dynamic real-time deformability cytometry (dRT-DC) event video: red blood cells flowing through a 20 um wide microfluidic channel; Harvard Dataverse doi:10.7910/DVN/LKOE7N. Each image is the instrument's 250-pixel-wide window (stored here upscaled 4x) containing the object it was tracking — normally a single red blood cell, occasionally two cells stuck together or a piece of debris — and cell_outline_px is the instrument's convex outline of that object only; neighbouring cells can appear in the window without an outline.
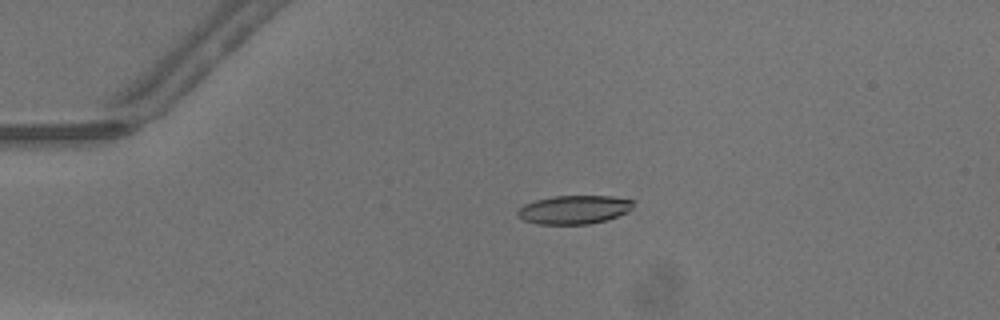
{"species": "common noctule bat (a hibernating species)", "species_latin": "Nyctalus noctula", "temperature_condition": "warm", "stored_images_in_passage": 48, "camera_frame_rate_fps": 3000, "um_per_image_px": 0.085, "animal": {"sex": "male", "body_mass_g": 13.3}, "frame": {"image": 1, "passage_image": 11, "time_ms": 3.333, "image_size_px": [1000, 320], "cell_outline_px": [[636, 200], [632, 208], [628, 212], [604, 220], [588, 224], [536, 224], [524, 220], [516, 212], [524, 204], [536, 200], [552, 196], [612, 196]], "centroid_in_image_um": [48.82, 17.81], "position_along_channel_um": 36.2, "area_um2": 19.25}}
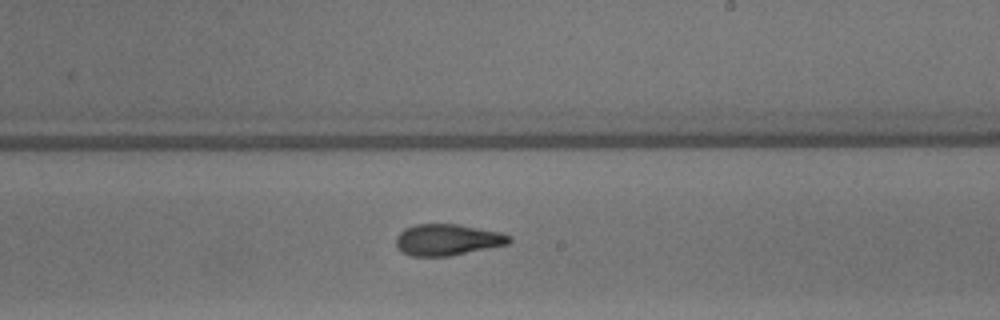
{"frame": {"image": 2, "passage_image": 29, "time_ms": 9.333, "image_size_px": [1000, 320], "cell_outline_px": [[512, 240], [508, 244], [448, 256], [412, 256], [404, 252], [396, 244], [396, 236], [404, 228], [416, 224], [460, 224], [500, 232], [512, 236]], "centroid_in_image_um": [38.05, 20.36], "position_along_channel_um": 250.9, "area_um2": 20.58}}
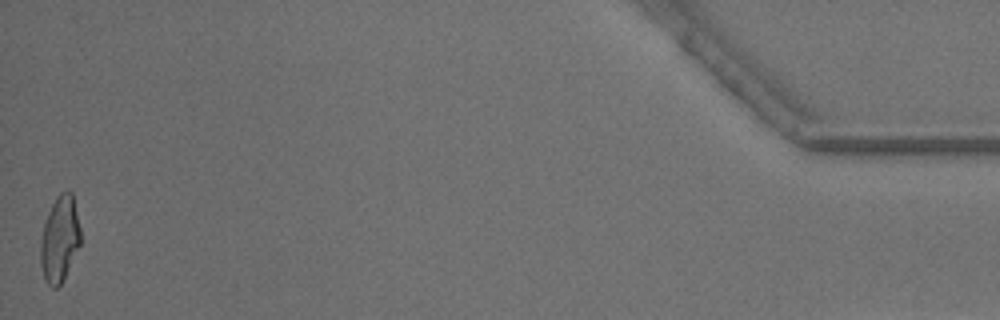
{"frame": {"image": 3, "passage_image": 48, "time_ms": 15.667, "image_size_px": [1000, 320], "cell_outline_px": [[80, 244], [60, 284], [56, 288], [52, 288], [44, 280], [40, 264], [40, 240], [44, 224], [48, 212], [56, 196], [60, 192], [68, 188], [72, 192], [80, 228]], "centroid_in_image_um": [5.05, 20.28], "position_along_channel_um": 430.1, "area_um2": 20.0}, "authors_computed_cell_mechanics": {"area_um2": 20.3456, "velocity_mm_per_s": 4.3455, "shape_relaxation_time_tau1_ms": 6.9496, "shape_relaxation_time_tau2_ms": 1.8874, "deformation_change_tau1": 0.2195, "deformation_change_tau2": 0.095}}